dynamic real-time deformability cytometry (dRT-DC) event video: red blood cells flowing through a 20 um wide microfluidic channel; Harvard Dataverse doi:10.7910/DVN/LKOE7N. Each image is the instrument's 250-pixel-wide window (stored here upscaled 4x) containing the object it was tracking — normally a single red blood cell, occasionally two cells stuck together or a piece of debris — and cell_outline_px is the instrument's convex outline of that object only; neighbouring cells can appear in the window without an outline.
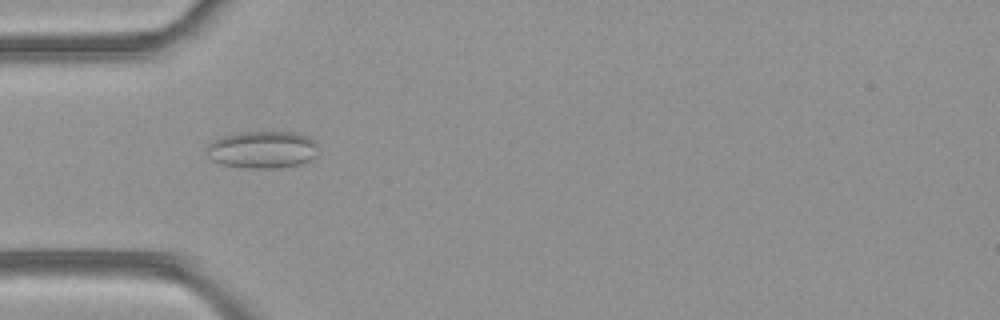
{"species": "common noctule bat (a hibernating species)", "species_latin": "Nyctalus noctula", "temperature_condition": "room temperature", "stored_images_in_passage": 38, "camera_frame_rate_fps": 3000, "um_per_image_px": 0.085, "animal": {"sex": "female", "body_mass_g": 21.9}, "frame": {"image": 1, "passage_image": 4, "time_ms": 1.0, "image_size_px": [1000, 320], "cell_outline_px": [[316, 156], [312, 160], [300, 164], [276, 168], [244, 168], [220, 164], [212, 160], [208, 156], [208, 144], [224, 136], [240, 132], [300, 132], [308, 136], [316, 144]], "centroid_in_image_um": [22.33, 12.72], "position_along_channel_um": 62.7, "area_um2": 24.22}}
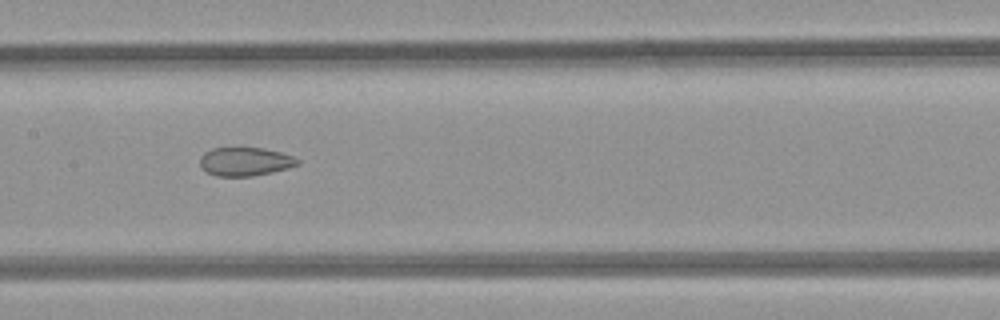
{"frame": {"image": 2, "passage_image": 13, "time_ms": 4.0, "image_size_px": [1000, 320], "cell_outline_px": [[300, 164], [288, 168], [272, 172], [252, 176], [216, 176], [208, 172], [200, 164], [200, 156], [204, 152], [212, 148], [264, 148], [280, 152], [292, 156], [300, 160]], "centroid_in_image_um": [20.85, 13.73], "position_along_channel_um": 186.6, "area_um2": 16.18}}
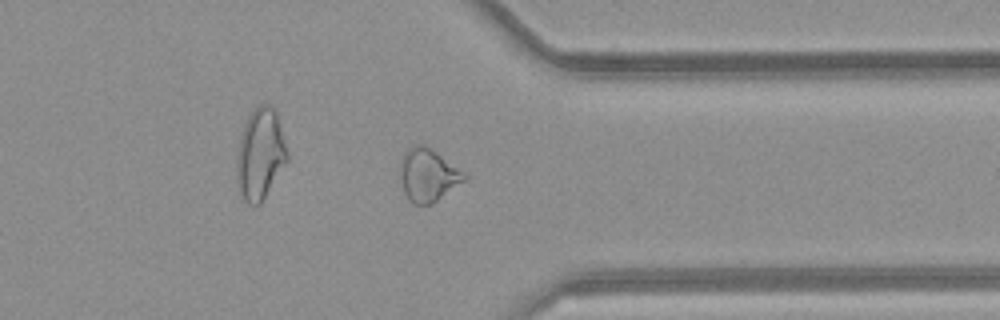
{"frame": {"image": 3, "passage_image": 27, "time_ms": 8.667, "image_size_px": [1000, 320], "cell_outline_px": [[468, 180], [432, 204], [412, 204], [408, 200], [404, 192], [400, 176], [400, 160], [404, 152], [412, 144], [420, 144], [436, 152], [464, 172], [468, 176]], "centroid_in_image_um": [36.38, 14.9], "position_along_channel_um": 375.0, "area_um2": 19.94}, "authors_computed_cell_mechanics": {"area_um2": 19.5075, "velocity_mm_per_s": 4.1362, "shape_relaxation_time_tau1_ms": null, "shape_relaxation_time_tau2_ms": 2.2922, "deformation_change_tau1": null, "deformation_change_tau2": 0.0909}}